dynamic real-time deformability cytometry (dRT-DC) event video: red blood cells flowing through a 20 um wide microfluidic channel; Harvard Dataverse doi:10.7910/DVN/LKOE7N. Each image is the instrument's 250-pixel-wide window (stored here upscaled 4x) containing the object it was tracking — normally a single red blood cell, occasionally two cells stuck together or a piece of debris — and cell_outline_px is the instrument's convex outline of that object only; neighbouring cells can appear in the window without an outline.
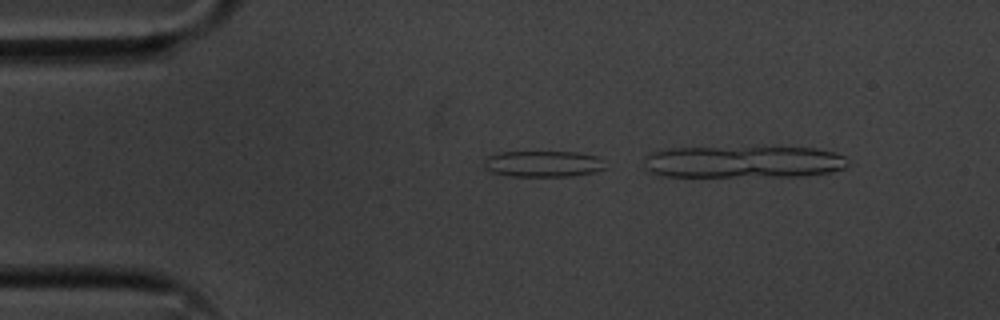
{"species": "common noctule bat (a hibernating species)", "species_latin": "Nyctalus noctula", "temperature_condition": "cold", "stored_images_in_passage": 13, "segment_of_instrument_passage": [1, 2], "camera_frame_rate_fps": 3000, "um_per_image_px": 0.085, "animal": {"sex": "male", "body_mass_g": 20.1, "forearm_length_mm": 53.5}, "frame": {"image": 1, "passage_image": 6, "time_ms": 1.667, "image_size_px": [1000, 320], "cell_outline_px": [[604, 168], [592, 172], [572, 176], [508, 176], [492, 172], [484, 168], [484, 164], [488, 156], [500, 152], [576, 152], [596, 156], [604, 160]], "centroid_in_image_um": [46.15, 13.92], "position_along_channel_um": 38.9, "area_um2": 18.38}}
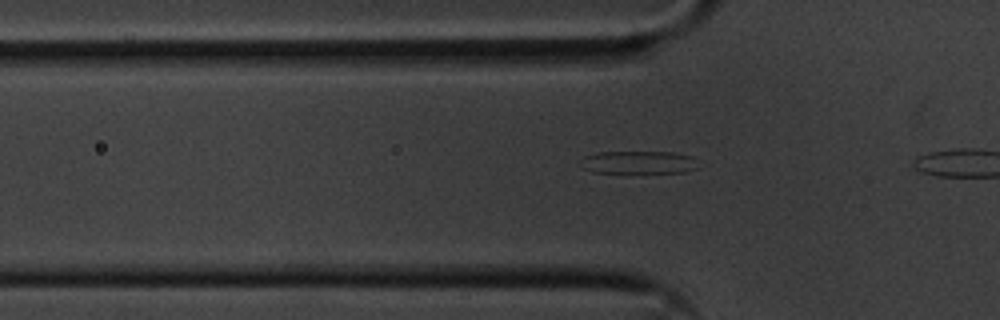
{"frame": {"image": 2, "passage_image": 11, "time_ms": 3.333, "image_size_px": [1000, 320], "cell_outline_px": [[696, 168], [684, 172], [632, 176], [592, 172], [580, 168], [580, 164], [584, 156], [596, 152], [672, 152], [692, 156]], "centroid_in_image_um": [54.17, 13.86], "position_along_channel_um": 71.6, "area_um2": 16.76}}